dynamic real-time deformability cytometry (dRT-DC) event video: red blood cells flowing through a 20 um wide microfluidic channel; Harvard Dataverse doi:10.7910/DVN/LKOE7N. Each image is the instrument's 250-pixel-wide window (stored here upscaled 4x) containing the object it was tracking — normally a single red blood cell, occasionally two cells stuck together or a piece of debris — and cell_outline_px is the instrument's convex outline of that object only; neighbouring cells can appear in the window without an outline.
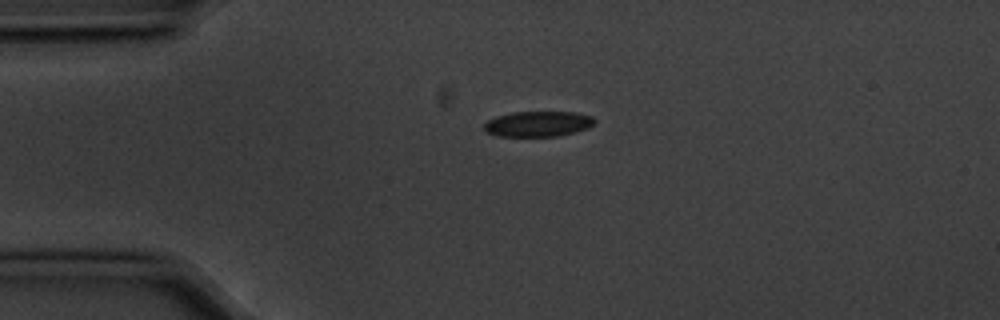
{"species": "common noctule bat (a hibernating species)", "species_latin": "Nyctalus noctula", "temperature_condition": "cold", "stored_images_in_passage": 3, "camera_frame_rate_fps": 3000, "um_per_image_px": 0.085, "animal": {"sex": "male", "body_mass_g": 20.1, "forearm_length_mm": 53.5}, "frame": {"image": 1, "passage_image": 1, "time_ms": 0.0, "image_size_px": [1000, 320], "cell_outline_px": [[596, 120], [588, 128], [576, 132], [560, 136], [496, 136], [488, 132], [484, 128], [484, 124], [488, 120], [496, 116], [512, 112], [576, 112], [592, 116]], "centroid_in_image_um": [45.75, 10.53], "position_along_channel_um": 39.3, "area_um2": 16.42}}